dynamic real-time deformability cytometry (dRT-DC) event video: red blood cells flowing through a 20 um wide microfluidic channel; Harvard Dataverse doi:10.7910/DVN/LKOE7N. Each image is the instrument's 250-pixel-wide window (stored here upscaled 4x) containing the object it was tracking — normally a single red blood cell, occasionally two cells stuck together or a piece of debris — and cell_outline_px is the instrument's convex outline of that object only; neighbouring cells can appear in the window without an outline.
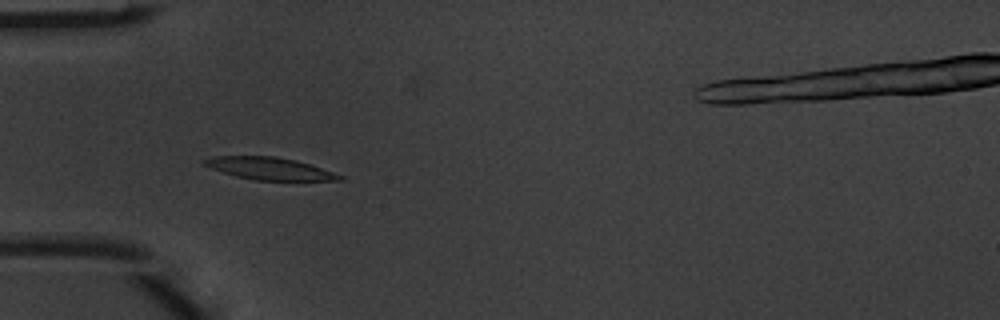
{"species": "common noctule bat (a hibernating species)", "species_latin": "Nyctalus noctula", "temperature_condition": "warm", "stored_images_in_passage": 6, "camera_frame_rate_fps": 3000, "um_per_image_px": 0.085, "animal": {"sex": "male", "body_mass_g": 20.1, "forearm_length_mm": 53.5}, "frame": {"image": 1, "passage_image": 4, "time_ms": 1.0, "image_size_px": [1000, 320], "cell_outline_px": [[344, 180], [252, 180], [236, 176], [200, 164], [200, 160], [216, 156], [276, 156], [296, 160], [344, 176]], "centroid_in_image_um": [22.85, 14.32], "position_along_channel_um": 62.1, "area_um2": 17.46}}
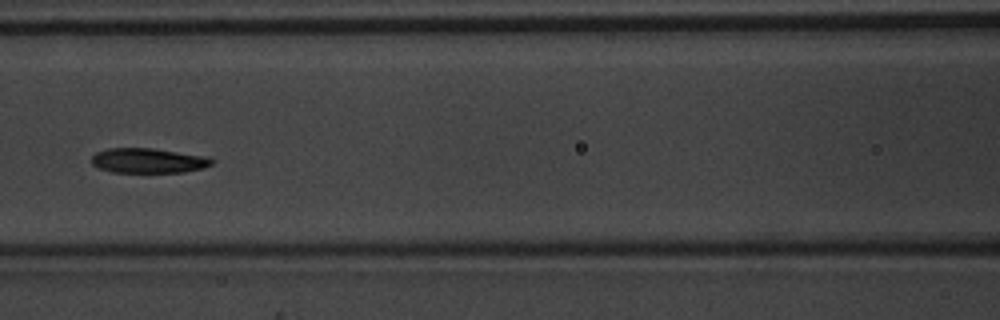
{"frame": {"image": 2, "passage_image": 6, "time_ms": 1.667, "image_size_px": [1000, 320], "cell_outline_px": [[212, 164], [204, 168], [184, 172], [112, 172], [100, 168], [92, 164], [92, 156], [96, 152], [108, 148], [152, 148], [208, 156], [212, 160]], "centroid_in_image_um": [12.61, 13.65], "position_along_channel_um": 154.0, "area_um2": 17.4}}